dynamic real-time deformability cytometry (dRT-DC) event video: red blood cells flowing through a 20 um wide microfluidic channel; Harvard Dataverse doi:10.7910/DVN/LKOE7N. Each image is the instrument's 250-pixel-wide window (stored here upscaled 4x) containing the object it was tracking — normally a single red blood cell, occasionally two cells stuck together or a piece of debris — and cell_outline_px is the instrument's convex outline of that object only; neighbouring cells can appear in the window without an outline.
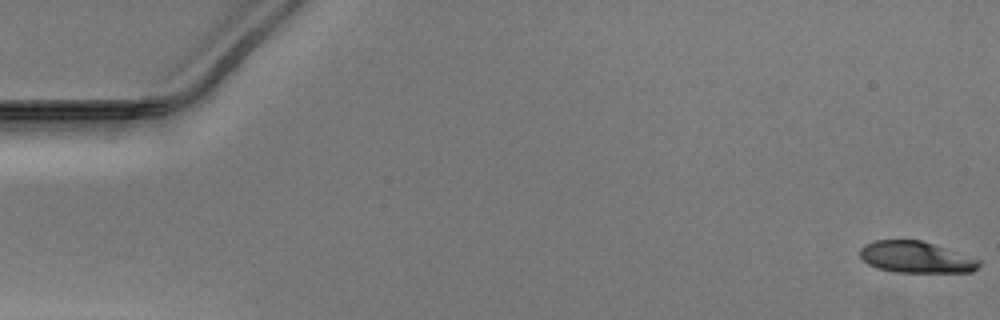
{"species": "Egyptian fruit bat (a non-hibernating species)", "species_latin": "Rousettus aegyptiacus", "temperature_condition": "warm", "stored_images_in_passage": 49, "camera_frame_rate_fps": 3000, "um_per_image_px": 0.085, "animal": {"sex": "male"}, "frame": {"image": 1, "passage_image": 1, "time_ms": 0.0, "image_size_px": [1000, 320], "cell_outline_px": [[980, 264], [972, 272], [896, 272], [880, 268], [868, 264], [860, 256], [860, 248], [864, 244], [876, 240], [920, 240], [980, 260]], "centroid_in_image_um": [77.82, 21.86], "position_along_channel_um": 7.2, "area_um2": 21.39}}
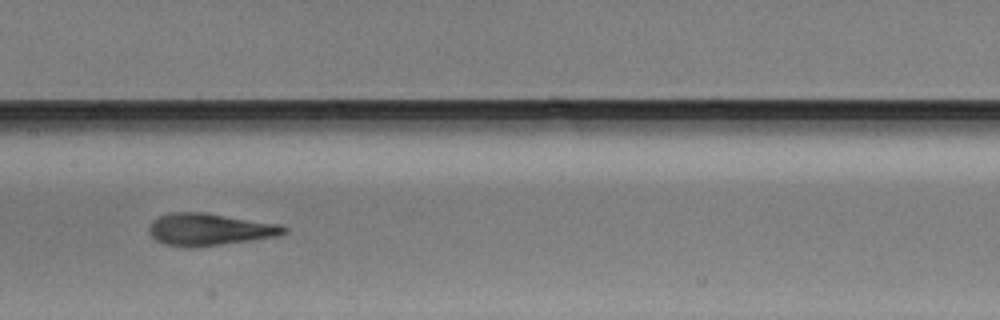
{"frame": {"image": 2, "passage_image": 26, "time_ms": 8.333, "image_size_px": [1000, 320], "cell_outline_px": [[288, 232], [276, 236], [252, 240], [188, 248], [184, 248], [164, 244], [156, 240], [148, 232], [148, 228], [152, 220], [160, 216], [172, 212], [204, 212], [280, 224], [288, 228]], "centroid_in_image_um": [17.78, 19.5], "position_along_channel_um": 189.6, "area_um2": 25.32}}
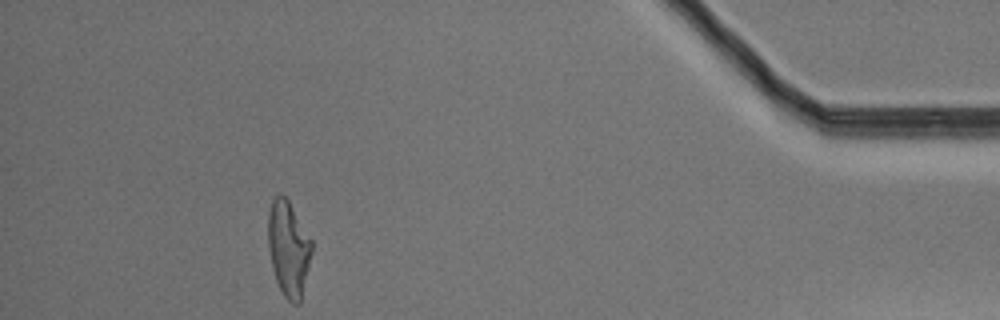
{"frame": {"image": 3, "passage_image": 47, "time_ms": 15.333, "image_size_px": [1000, 320], "cell_outline_px": [[312, 252], [300, 304], [292, 304], [284, 296], [276, 280], [272, 268], [268, 248], [268, 212], [272, 200], [280, 192], [288, 200], [312, 240]], "centroid_in_image_um": [24.51, 21.13], "position_along_channel_um": 410.7, "area_um2": 24.28}}